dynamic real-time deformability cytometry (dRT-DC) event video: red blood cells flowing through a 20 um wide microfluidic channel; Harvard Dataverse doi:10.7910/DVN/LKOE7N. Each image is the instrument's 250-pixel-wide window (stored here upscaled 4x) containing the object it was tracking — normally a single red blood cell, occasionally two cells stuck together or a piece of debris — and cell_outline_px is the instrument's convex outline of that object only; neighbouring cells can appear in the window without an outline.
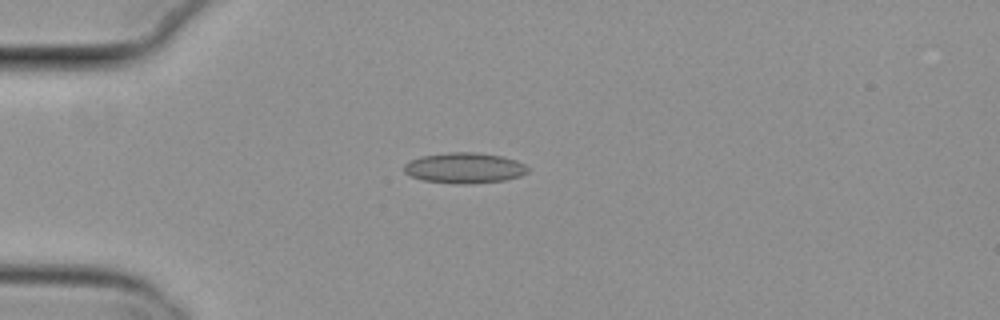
{"species": "common noctule bat (a hibernating species)", "species_latin": "Nyctalus noctula", "temperature_condition": "cold", "stored_images_in_passage": 53, "camera_frame_rate_fps": 3000, "um_per_image_px": 0.085, "animal": {"sex": "female", "body_mass_g": 29.2, "forearm_length_mm": 56.3}, "frame": {"image": 1, "passage_image": 14, "time_ms": 4.333, "image_size_px": [1000, 320], "cell_outline_px": [[528, 172], [520, 176], [504, 180], [468, 184], [460, 184], [424, 180], [412, 176], [404, 172], [404, 164], [420, 156], [448, 152], [476, 152], [500, 156], [516, 160], [524, 164], [528, 168]], "centroid_in_image_um": [39.48, 14.27], "position_along_channel_um": 45.5, "area_um2": 21.91}}
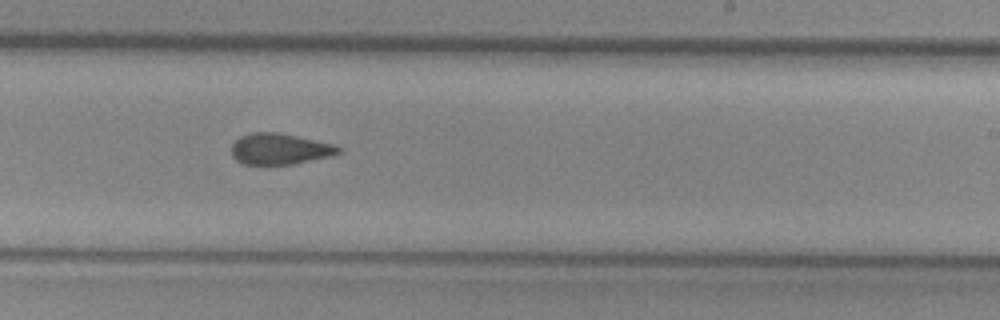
{"frame": {"image": 2, "passage_image": 33, "time_ms": 10.667, "image_size_px": [1000, 320], "cell_outline_px": [[340, 152], [328, 156], [292, 164], [244, 164], [236, 160], [232, 156], [232, 144], [240, 136], [252, 132], [276, 132], [296, 136], [332, 144], [340, 148]], "centroid_in_image_um": [23.71, 12.65], "position_along_channel_um": 265.3, "area_um2": 18.96}}
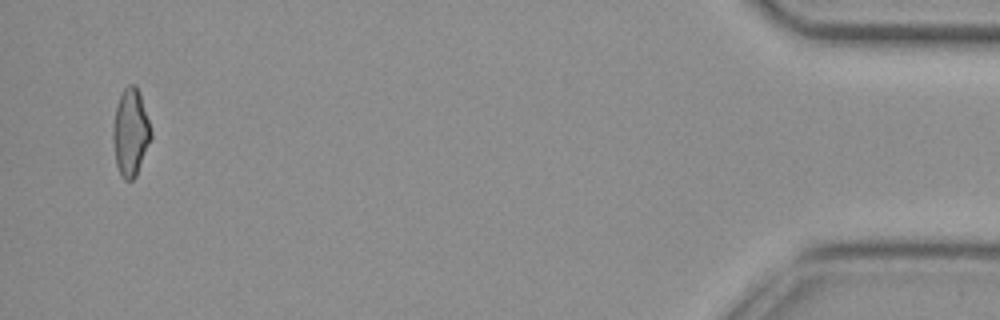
{"frame": {"image": 3, "passage_image": 52, "time_ms": 17.0, "image_size_px": [1000, 320], "cell_outline_px": [[152, 136], [136, 176], [132, 180], [124, 180], [120, 176], [116, 164], [112, 136], [112, 128], [116, 104], [124, 88], [128, 84], [136, 84], [140, 92], [152, 132]], "centroid_in_image_um": [11.08, 11.24], "position_along_channel_um": 424.1, "area_um2": 19.48}}